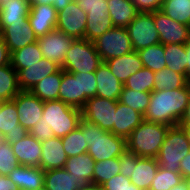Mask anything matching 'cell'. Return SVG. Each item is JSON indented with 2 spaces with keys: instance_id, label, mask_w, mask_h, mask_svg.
Listing matches in <instances>:
<instances>
[{
  "instance_id": "60",
  "label": "cell",
  "mask_w": 190,
  "mask_h": 190,
  "mask_svg": "<svg viewBox=\"0 0 190 190\" xmlns=\"http://www.w3.org/2000/svg\"><path fill=\"white\" fill-rule=\"evenodd\" d=\"M185 85L188 88V90L190 91V73H188L186 75V79H185Z\"/></svg>"
},
{
  "instance_id": "32",
  "label": "cell",
  "mask_w": 190,
  "mask_h": 190,
  "mask_svg": "<svg viewBox=\"0 0 190 190\" xmlns=\"http://www.w3.org/2000/svg\"><path fill=\"white\" fill-rule=\"evenodd\" d=\"M20 91L17 71L11 64L0 66V102L13 100Z\"/></svg>"
},
{
  "instance_id": "7",
  "label": "cell",
  "mask_w": 190,
  "mask_h": 190,
  "mask_svg": "<svg viewBox=\"0 0 190 190\" xmlns=\"http://www.w3.org/2000/svg\"><path fill=\"white\" fill-rule=\"evenodd\" d=\"M92 42L102 62L134 51L126 27H113Z\"/></svg>"
},
{
  "instance_id": "35",
  "label": "cell",
  "mask_w": 190,
  "mask_h": 190,
  "mask_svg": "<svg viewBox=\"0 0 190 190\" xmlns=\"http://www.w3.org/2000/svg\"><path fill=\"white\" fill-rule=\"evenodd\" d=\"M137 52L140 55L143 67L149 68L153 72L166 68L163 44L151 45Z\"/></svg>"
},
{
  "instance_id": "4",
  "label": "cell",
  "mask_w": 190,
  "mask_h": 190,
  "mask_svg": "<svg viewBox=\"0 0 190 190\" xmlns=\"http://www.w3.org/2000/svg\"><path fill=\"white\" fill-rule=\"evenodd\" d=\"M81 118V109L52 100L44 102L43 115L36 124L51 128L54 137H64L78 127Z\"/></svg>"
},
{
  "instance_id": "16",
  "label": "cell",
  "mask_w": 190,
  "mask_h": 190,
  "mask_svg": "<svg viewBox=\"0 0 190 190\" xmlns=\"http://www.w3.org/2000/svg\"><path fill=\"white\" fill-rule=\"evenodd\" d=\"M61 67L49 59L42 58L37 63L21 69L18 74V84L21 91H30L35 84L49 74L56 73Z\"/></svg>"
},
{
  "instance_id": "50",
  "label": "cell",
  "mask_w": 190,
  "mask_h": 190,
  "mask_svg": "<svg viewBox=\"0 0 190 190\" xmlns=\"http://www.w3.org/2000/svg\"><path fill=\"white\" fill-rule=\"evenodd\" d=\"M11 64V53L9 48L0 35V66Z\"/></svg>"
},
{
  "instance_id": "10",
  "label": "cell",
  "mask_w": 190,
  "mask_h": 190,
  "mask_svg": "<svg viewBox=\"0 0 190 190\" xmlns=\"http://www.w3.org/2000/svg\"><path fill=\"white\" fill-rule=\"evenodd\" d=\"M87 14L72 0L57 12L56 29L74 39H84Z\"/></svg>"
},
{
  "instance_id": "34",
  "label": "cell",
  "mask_w": 190,
  "mask_h": 190,
  "mask_svg": "<svg viewBox=\"0 0 190 190\" xmlns=\"http://www.w3.org/2000/svg\"><path fill=\"white\" fill-rule=\"evenodd\" d=\"M166 67L186 77V44L164 45Z\"/></svg>"
},
{
  "instance_id": "20",
  "label": "cell",
  "mask_w": 190,
  "mask_h": 190,
  "mask_svg": "<svg viewBox=\"0 0 190 190\" xmlns=\"http://www.w3.org/2000/svg\"><path fill=\"white\" fill-rule=\"evenodd\" d=\"M11 146L20 165L40 167L42 147L34 136L28 133Z\"/></svg>"
},
{
  "instance_id": "55",
  "label": "cell",
  "mask_w": 190,
  "mask_h": 190,
  "mask_svg": "<svg viewBox=\"0 0 190 190\" xmlns=\"http://www.w3.org/2000/svg\"><path fill=\"white\" fill-rule=\"evenodd\" d=\"M79 190H104L102 185L88 183L84 186H81Z\"/></svg>"
},
{
  "instance_id": "21",
  "label": "cell",
  "mask_w": 190,
  "mask_h": 190,
  "mask_svg": "<svg viewBox=\"0 0 190 190\" xmlns=\"http://www.w3.org/2000/svg\"><path fill=\"white\" fill-rule=\"evenodd\" d=\"M41 162L40 168L44 171L51 169L64 168L68 159L61 137H52L41 142Z\"/></svg>"
},
{
  "instance_id": "31",
  "label": "cell",
  "mask_w": 190,
  "mask_h": 190,
  "mask_svg": "<svg viewBox=\"0 0 190 190\" xmlns=\"http://www.w3.org/2000/svg\"><path fill=\"white\" fill-rule=\"evenodd\" d=\"M113 27L108 12H88L84 39L93 41Z\"/></svg>"
},
{
  "instance_id": "1",
  "label": "cell",
  "mask_w": 190,
  "mask_h": 190,
  "mask_svg": "<svg viewBox=\"0 0 190 190\" xmlns=\"http://www.w3.org/2000/svg\"><path fill=\"white\" fill-rule=\"evenodd\" d=\"M190 101V91L186 86L180 89L152 91L144 120L168 126L179 125Z\"/></svg>"
},
{
  "instance_id": "41",
  "label": "cell",
  "mask_w": 190,
  "mask_h": 190,
  "mask_svg": "<svg viewBox=\"0 0 190 190\" xmlns=\"http://www.w3.org/2000/svg\"><path fill=\"white\" fill-rule=\"evenodd\" d=\"M154 75L155 72L143 67L128 77V80L123 85L135 91L152 92L154 87Z\"/></svg>"
},
{
  "instance_id": "63",
  "label": "cell",
  "mask_w": 190,
  "mask_h": 190,
  "mask_svg": "<svg viewBox=\"0 0 190 190\" xmlns=\"http://www.w3.org/2000/svg\"><path fill=\"white\" fill-rule=\"evenodd\" d=\"M36 190H48L44 185L41 188H38Z\"/></svg>"
},
{
  "instance_id": "58",
  "label": "cell",
  "mask_w": 190,
  "mask_h": 190,
  "mask_svg": "<svg viewBox=\"0 0 190 190\" xmlns=\"http://www.w3.org/2000/svg\"><path fill=\"white\" fill-rule=\"evenodd\" d=\"M30 4H39V5H43V4H48V5H53L54 4V0H29Z\"/></svg>"
},
{
  "instance_id": "15",
  "label": "cell",
  "mask_w": 190,
  "mask_h": 190,
  "mask_svg": "<svg viewBox=\"0 0 190 190\" xmlns=\"http://www.w3.org/2000/svg\"><path fill=\"white\" fill-rule=\"evenodd\" d=\"M0 35L6 42L10 53L36 42L38 38L31 28L29 21L0 26Z\"/></svg>"
},
{
  "instance_id": "53",
  "label": "cell",
  "mask_w": 190,
  "mask_h": 190,
  "mask_svg": "<svg viewBox=\"0 0 190 190\" xmlns=\"http://www.w3.org/2000/svg\"><path fill=\"white\" fill-rule=\"evenodd\" d=\"M179 125H190V101L186 107L185 113L179 123Z\"/></svg>"
},
{
  "instance_id": "40",
  "label": "cell",
  "mask_w": 190,
  "mask_h": 190,
  "mask_svg": "<svg viewBox=\"0 0 190 190\" xmlns=\"http://www.w3.org/2000/svg\"><path fill=\"white\" fill-rule=\"evenodd\" d=\"M117 174H120L119 157L95 161L93 184L102 185Z\"/></svg>"
},
{
  "instance_id": "18",
  "label": "cell",
  "mask_w": 190,
  "mask_h": 190,
  "mask_svg": "<svg viewBox=\"0 0 190 190\" xmlns=\"http://www.w3.org/2000/svg\"><path fill=\"white\" fill-rule=\"evenodd\" d=\"M144 121V115L130 106L117 101L114 125L110 131L116 136L127 139L131 132Z\"/></svg>"
},
{
  "instance_id": "49",
  "label": "cell",
  "mask_w": 190,
  "mask_h": 190,
  "mask_svg": "<svg viewBox=\"0 0 190 190\" xmlns=\"http://www.w3.org/2000/svg\"><path fill=\"white\" fill-rule=\"evenodd\" d=\"M29 134L34 136L39 142H44L47 139L54 137V133L51 128L38 124H35L34 127L30 129Z\"/></svg>"
},
{
  "instance_id": "42",
  "label": "cell",
  "mask_w": 190,
  "mask_h": 190,
  "mask_svg": "<svg viewBox=\"0 0 190 190\" xmlns=\"http://www.w3.org/2000/svg\"><path fill=\"white\" fill-rule=\"evenodd\" d=\"M183 179L180 172L170 171L159 166L149 190H170L172 187L178 185Z\"/></svg>"
},
{
  "instance_id": "61",
  "label": "cell",
  "mask_w": 190,
  "mask_h": 190,
  "mask_svg": "<svg viewBox=\"0 0 190 190\" xmlns=\"http://www.w3.org/2000/svg\"><path fill=\"white\" fill-rule=\"evenodd\" d=\"M188 190H190V176L185 178Z\"/></svg>"
},
{
  "instance_id": "30",
  "label": "cell",
  "mask_w": 190,
  "mask_h": 190,
  "mask_svg": "<svg viewBox=\"0 0 190 190\" xmlns=\"http://www.w3.org/2000/svg\"><path fill=\"white\" fill-rule=\"evenodd\" d=\"M61 79L62 68L58 72L44 77L33 86L30 92L36 95L43 102L58 100Z\"/></svg>"
},
{
  "instance_id": "46",
  "label": "cell",
  "mask_w": 190,
  "mask_h": 190,
  "mask_svg": "<svg viewBox=\"0 0 190 190\" xmlns=\"http://www.w3.org/2000/svg\"><path fill=\"white\" fill-rule=\"evenodd\" d=\"M139 157L129 151H125L121 156H119L120 174L130 178L133 173L132 170L136 166V160Z\"/></svg>"
},
{
  "instance_id": "57",
  "label": "cell",
  "mask_w": 190,
  "mask_h": 190,
  "mask_svg": "<svg viewBox=\"0 0 190 190\" xmlns=\"http://www.w3.org/2000/svg\"><path fill=\"white\" fill-rule=\"evenodd\" d=\"M170 190H188L185 178L181 180L178 185L172 187Z\"/></svg>"
},
{
  "instance_id": "45",
  "label": "cell",
  "mask_w": 190,
  "mask_h": 190,
  "mask_svg": "<svg viewBox=\"0 0 190 190\" xmlns=\"http://www.w3.org/2000/svg\"><path fill=\"white\" fill-rule=\"evenodd\" d=\"M104 190H141L122 174L111 177L102 184Z\"/></svg>"
},
{
  "instance_id": "44",
  "label": "cell",
  "mask_w": 190,
  "mask_h": 190,
  "mask_svg": "<svg viewBox=\"0 0 190 190\" xmlns=\"http://www.w3.org/2000/svg\"><path fill=\"white\" fill-rule=\"evenodd\" d=\"M19 165L12 146L3 140L0 144V175L8 176Z\"/></svg>"
},
{
  "instance_id": "54",
  "label": "cell",
  "mask_w": 190,
  "mask_h": 190,
  "mask_svg": "<svg viewBox=\"0 0 190 190\" xmlns=\"http://www.w3.org/2000/svg\"><path fill=\"white\" fill-rule=\"evenodd\" d=\"M72 0H54V4L52 5L56 11L62 10L65 6H67Z\"/></svg>"
},
{
  "instance_id": "47",
  "label": "cell",
  "mask_w": 190,
  "mask_h": 190,
  "mask_svg": "<svg viewBox=\"0 0 190 190\" xmlns=\"http://www.w3.org/2000/svg\"><path fill=\"white\" fill-rule=\"evenodd\" d=\"M77 5L88 12H108L107 0H75Z\"/></svg>"
},
{
  "instance_id": "62",
  "label": "cell",
  "mask_w": 190,
  "mask_h": 190,
  "mask_svg": "<svg viewBox=\"0 0 190 190\" xmlns=\"http://www.w3.org/2000/svg\"><path fill=\"white\" fill-rule=\"evenodd\" d=\"M8 0H0V7L4 4V3H6Z\"/></svg>"
},
{
  "instance_id": "51",
  "label": "cell",
  "mask_w": 190,
  "mask_h": 190,
  "mask_svg": "<svg viewBox=\"0 0 190 190\" xmlns=\"http://www.w3.org/2000/svg\"><path fill=\"white\" fill-rule=\"evenodd\" d=\"M179 172L183 178L190 176V152L180 161Z\"/></svg>"
},
{
  "instance_id": "29",
  "label": "cell",
  "mask_w": 190,
  "mask_h": 190,
  "mask_svg": "<svg viewBox=\"0 0 190 190\" xmlns=\"http://www.w3.org/2000/svg\"><path fill=\"white\" fill-rule=\"evenodd\" d=\"M43 185L48 190H79L77 179L64 168L44 171Z\"/></svg>"
},
{
  "instance_id": "25",
  "label": "cell",
  "mask_w": 190,
  "mask_h": 190,
  "mask_svg": "<svg viewBox=\"0 0 190 190\" xmlns=\"http://www.w3.org/2000/svg\"><path fill=\"white\" fill-rule=\"evenodd\" d=\"M158 168L156 158L139 157L129 179L141 190H149Z\"/></svg>"
},
{
  "instance_id": "12",
  "label": "cell",
  "mask_w": 190,
  "mask_h": 190,
  "mask_svg": "<svg viewBox=\"0 0 190 190\" xmlns=\"http://www.w3.org/2000/svg\"><path fill=\"white\" fill-rule=\"evenodd\" d=\"M73 40L74 38L58 29L37 38L43 58L51 60L60 67H62L66 52L70 49Z\"/></svg>"
},
{
  "instance_id": "33",
  "label": "cell",
  "mask_w": 190,
  "mask_h": 190,
  "mask_svg": "<svg viewBox=\"0 0 190 190\" xmlns=\"http://www.w3.org/2000/svg\"><path fill=\"white\" fill-rule=\"evenodd\" d=\"M43 58L38 42L26 45L11 53V65L17 73L24 68L37 63Z\"/></svg>"
},
{
  "instance_id": "13",
  "label": "cell",
  "mask_w": 190,
  "mask_h": 190,
  "mask_svg": "<svg viewBox=\"0 0 190 190\" xmlns=\"http://www.w3.org/2000/svg\"><path fill=\"white\" fill-rule=\"evenodd\" d=\"M19 124L28 132L41 119L44 102L30 91H20L14 98Z\"/></svg>"
},
{
  "instance_id": "36",
  "label": "cell",
  "mask_w": 190,
  "mask_h": 190,
  "mask_svg": "<svg viewBox=\"0 0 190 190\" xmlns=\"http://www.w3.org/2000/svg\"><path fill=\"white\" fill-rule=\"evenodd\" d=\"M161 11L174 21L190 26V0H164Z\"/></svg>"
},
{
  "instance_id": "11",
  "label": "cell",
  "mask_w": 190,
  "mask_h": 190,
  "mask_svg": "<svg viewBox=\"0 0 190 190\" xmlns=\"http://www.w3.org/2000/svg\"><path fill=\"white\" fill-rule=\"evenodd\" d=\"M154 23L163 45L186 44L190 40V26L174 21L161 10L154 12Z\"/></svg>"
},
{
  "instance_id": "38",
  "label": "cell",
  "mask_w": 190,
  "mask_h": 190,
  "mask_svg": "<svg viewBox=\"0 0 190 190\" xmlns=\"http://www.w3.org/2000/svg\"><path fill=\"white\" fill-rule=\"evenodd\" d=\"M151 98V92L135 91L123 85L119 102L130 106L135 111L145 114Z\"/></svg>"
},
{
  "instance_id": "2",
  "label": "cell",
  "mask_w": 190,
  "mask_h": 190,
  "mask_svg": "<svg viewBox=\"0 0 190 190\" xmlns=\"http://www.w3.org/2000/svg\"><path fill=\"white\" fill-rule=\"evenodd\" d=\"M78 127L85 133L87 153L94 161L119 157L127 150L125 138L101 129L97 124L81 118Z\"/></svg>"
},
{
  "instance_id": "39",
  "label": "cell",
  "mask_w": 190,
  "mask_h": 190,
  "mask_svg": "<svg viewBox=\"0 0 190 190\" xmlns=\"http://www.w3.org/2000/svg\"><path fill=\"white\" fill-rule=\"evenodd\" d=\"M61 140L67 157L87 153L88 144L85 140V133H82L79 127L69 132L66 136L61 137Z\"/></svg>"
},
{
  "instance_id": "28",
  "label": "cell",
  "mask_w": 190,
  "mask_h": 190,
  "mask_svg": "<svg viewBox=\"0 0 190 190\" xmlns=\"http://www.w3.org/2000/svg\"><path fill=\"white\" fill-rule=\"evenodd\" d=\"M58 100L80 109L79 73H69L62 69Z\"/></svg>"
},
{
  "instance_id": "48",
  "label": "cell",
  "mask_w": 190,
  "mask_h": 190,
  "mask_svg": "<svg viewBox=\"0 0 190 190\" xmlns=\"http://www.w3.org/2000/svg\"><path fill=\"white\" fill-rule=\"evenodd\" d=\"M164 0H132L139 12H155L161 10Z\"/></svg>"
},
{
  "instance_id": "37",
  "label": "cell",
  "mask_w": 190,
  "mask_h": 190,
  "mask_svg": "<svg viewBox=\"0 0 190 190\" xmlns=\"http://www.w3.org/2000/svg\"><path fill=\"white\" fill-rule=\"evenodd\" d=\"M186 77L169 68H163L155 72L153 91L165 89H180L185 85Z\"/></svg>"
},
{
  "instance_id": "8",
  "label": "cell",
  "mask_w": 190,
  "mask_h": 190,
  "mask_svg": "<svg viewBox=\"0 0 190 190\" xmlns=\"http://www.w3.org/2000/svg\"><path fill=\"white\" fill-rule=\"evenodd\" d=\"M126 29L134 51L160 43L154 12H139Z\"/></svg>"
},
{
  "instance_id": "26",
  "label": "cell",
  "mask_w": 190,
  "mask_h": 190,
  "mask_svg": "<svg viewBox=\"0 0 190 190\" xmlns=\"http://www.w3.org/2000/svg\"><path fill=\"white\" fill-rule=\"evenodd\" d=\"M107 5L114 27H127L139 13L132 0H107Z\"/></svg>"
},
{
  "instance_id": "14",
  "label": "cell",
  "mask_w": 190,
  "mask_h": 190,
  "mask_svg": "<svg viewBox=\"0 0 190 190\" xmlns=\"http://www.w3.org/2000/svg\"><path fill=\"white\" fill-rule=\"evenodd\" d=\"M0 133L8 144L23 139L29 132L19 124L15 101L0 102Z\"/></svg>"
},
{
  "instance_id": "24",
  "label": "cell",
  "mask_w": 190,
  "mask_h": 190,
  "mask_svg": "<svg viewBox=\"0 0 190 190\" xmlns=\"http://www.w3.org/2000/svg\"><path fill=\"white\" fill-rule=\"evenodd\" d=\"M20 190H36L44 183V170L40 167L19 165L8 175Z\"/></svg>"
},
{
  "instance_id": "6",
  "label": "cell",
  "mask_w": 190,
  "mask_h": 190,
  "mask_svg": "<svg viewBox=\"0 0 190 190\" xmlns=\"http://www.w3.org/2000/svg\"><path fill=\"white\" fill-rule=\"evenodd\" d=\"M190 152V144L184 130L179 126L169 128L156 157L159 166L170 171L180 169V161Z\"/></svg>"
},
{
  "instance_id": "43",
  "label": "cell",
  "mask_w": 190,
  "mask_h": 190,
  "mask_svg": "<svg viewBox=\"0 0 190 190\" xmlns=\"http://www.w3.org/2000/svg\"><path fill=\"white\" fill-rule=\"evenodd\" d=\"M79 85L80 109H82L89 98L96 96L97 83L95 72L79 73Z\"/></svg>"
},
{
  "instance_id": "23",
  "label": "cell",
  "mask_w": 190,
  "mask_h": 190,
  "mask_svg": "<svg viewBox=\"0 0 190 190\" xmlns=\"http://www.w3.org/2000/svg\"><path fill=\"white\" fill-rule=\"evenodd\" d=\"M95 161L88 153L68 157L64 169L77 179V182L84 186L93 183Z\"/></svg>"
},
{
  "instance_id": "64",
  "label": "cell",
  "mask_w": 190,
  "mask_h": 190,
  "mask_svg": "<svg viewBox=\"0 0 190 190\" xmlns=\"http://www.w3.org/2000/svg\"><path fill=\"white\" fill-rule=\"evenodd\" d=\"M4 140L3 136L0 133V144L2 143V141Z\"/></svg>"
},
{
  "instance_id": "22",
  "label": "cell",
  "mask_w": 190,
  "mask_h": 190,
  "mask_svg": "<svg viewBox=\"0 0 190 190\" xmlns=\"http://www.w3.org/2000/svg\"><path fill=\"white\" fill-rule=\"evenodd\" d=\"M106 63L112 74L123 84L128 80V77L143 68L140 55L137 51L112 58L106 61Z\"/></svg>"
},
{
  "instance_id": "5",
  "label": "cell",
  "mask_w": 190,
  "mask_h": 190,
  "mask_svg": "<svg viewBox=\"0 0 190 190\" xmlns=\"http://www.w3.org/2000/svg\"><path fill=\"white\" fill-rule=\"evenodd\" d=\"M101 63V57L92 41L74 39L61 68L69 73H87L95 72Z\"/></svg>"
},
{
  "instance_id": "52",
  "label": "cell",
  "mask_w": 190,
  "mask_h": 190,
  "mask_svg": "<svg viewBox=\"0 0 190 190\" xmlns=\"http://www.w3.org/2000/svg\"><path fill=\"white\" fill-rule=\"evenodd\" d=\"M0 190H20L8 176L0 175Z\"/></svg>"
},
{
  "instance_id": "9",
  "label": "cell",
  "mask_w": 190,
  "mask_h": 190,
  "mask_svg": "<svg viewBox=\"0 0 190 190\" xmlns=\"http://www.w3.org/2000/svg\"><path fill=\"white\" fill-rule=\"evenodd\" d=\"M117 101L103 97H91L81 109L82 118L97 124L101 129L111 131L114 125V117Z\"/></svg>"
},
{
  "instance_id": "59",
  "label": "cell",
  "mask_w": 190,
  "mask_h": 190,
  "mask_svg": "<svg viewBox=\"0 0 190 190\" xmlns=\"http://www.w3.org/2000/svg\"><path fill=\"white\" fill-rule=\"evenodd\" d=\"M185 132L187 140L190 144V125H179Z\"/></svg>"
},
{
  "instance_id": "3",
  "label": "cell",
  "mask_w": 190,
  "mask_h": 190,
  "mask_svg": "<svg viewBox=\"0 0 190 190\" xmlns=\"http://www.w3.org/2000/svg\"><path fill=\"white\" fill-rule=\"evenodd\" d=\"M170 127L144 120L126 139L127 151L138 157L156 158Z\"/></svg>"
},
{
  "instance_id": "17",
  "label": "cell",
  "mask_w": 190,
  "mask_h": 190,
  "mask_svg": "<svg viewBox=\"0 0 190 190\" xmlns=\"http://www.w3.org/2000/svg\"><path fill=\"white\" fill-rule=\"evenodd\" d=\"M28 21L37 37L56 29L57 11L52 5L31 4Z\"/></svg>"
},
{
  "instance_id": "19",
  "label": "cell",
  "mask_w": 190,
  "mask_h": 190,
  "mask_svg": "<svg viewBox=\"0 0 190 190\" xmlns=\"http://www.w3.org/2000/svg\"><path fill=\"white\" fill-rule=\"evenodd\" d=\"M97 83V97L119 101L123 83L115 77L106 62H102L95 71Z\"/></svg>"
},
{
  "instance_id": "56",
  "label": "cell",
  "mask_w": 190,
  "mask_h": 190,
  "mask_svg": "<svg viewBox=\"0 0 190 190\" xmlns=\"http://www.w3.org/2000/svg\"><path fill=\"white\" fill-rule=\"evenodd\" d=\"M186 59H187V67L186 73H190V40L186 43Z\"/></svg>"
},
{
  "instance_id": "27",
  "label": "cell",
  "mask_w": 190,
  "mask_h": 190,
  "mask_svg": "<svg viewBox=\"0 0 190 190\" xmlns=\"http://www.w3.org/2000/svg\"><path fill=\"white\" fill-rule=\"evenodd\" d=\"M29 0H8L0 7V26L15 22H27L30 13Z\"/></svg>"
}]
</instances>
